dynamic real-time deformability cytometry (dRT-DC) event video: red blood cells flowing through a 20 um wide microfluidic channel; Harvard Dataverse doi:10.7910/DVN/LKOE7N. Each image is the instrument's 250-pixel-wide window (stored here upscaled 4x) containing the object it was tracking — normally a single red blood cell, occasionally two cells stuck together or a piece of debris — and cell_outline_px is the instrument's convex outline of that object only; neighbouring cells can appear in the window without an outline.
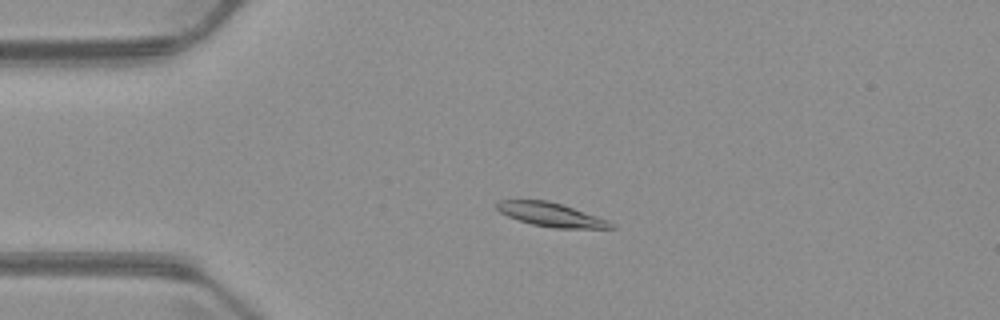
{"species": "common noctule bat (a hibernating species)", "species_latin": "Nyctalus noctula", "temperature_condition": "warm", "stored_images_in_passage": 6, "camera_frame_rate_fps": 3000, "um_per_image_px": 0.085, "animal": {"sex": "male", "body_mass_g": 23.1, "forearm_length_mm": 52.7}, "frame": {"image": 1, "passage_image": 4, "time_ms": 3.333, "image_size_px": [1000, 320], "cell_outline_px": [[616, 228], [556, 228], [532, 224], [508, 216], [500, 212], [496, 208], [496, 204], [500, 200], [548, 200], [608, 220]], "centroid_in_image_um": [46.8, 18.24], "position_along_channel_um": 38.2, "area_um2": 15.43}}
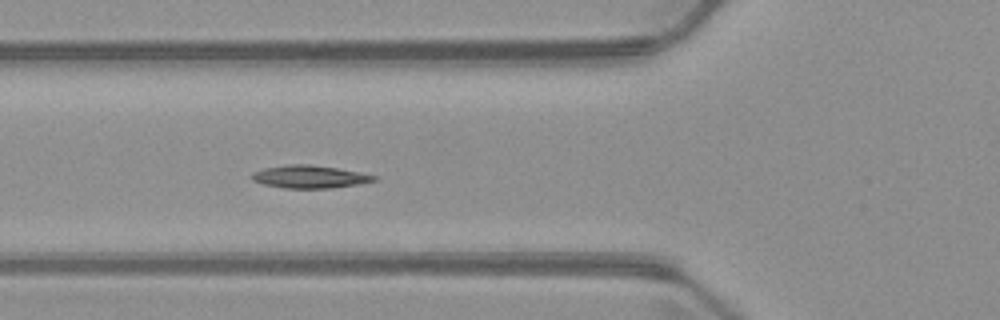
{"frame": {"image": 2, "passage_image": 6, "time_ms": 5.667, "image_size_px": [1000, 320], "cell_outline_px": [[376, 180], [356, 184], [328, 188], [284, 188], [264, 184], [252, 180], [252, 172], [264, 168], [288, 164], [308, 164], [336, 168], [360, 172], [376, 176]], "centroid_in_image_um": [26.27, 15.01], "position_along_channel_um": 99.5, "area_um2": 15.95}}